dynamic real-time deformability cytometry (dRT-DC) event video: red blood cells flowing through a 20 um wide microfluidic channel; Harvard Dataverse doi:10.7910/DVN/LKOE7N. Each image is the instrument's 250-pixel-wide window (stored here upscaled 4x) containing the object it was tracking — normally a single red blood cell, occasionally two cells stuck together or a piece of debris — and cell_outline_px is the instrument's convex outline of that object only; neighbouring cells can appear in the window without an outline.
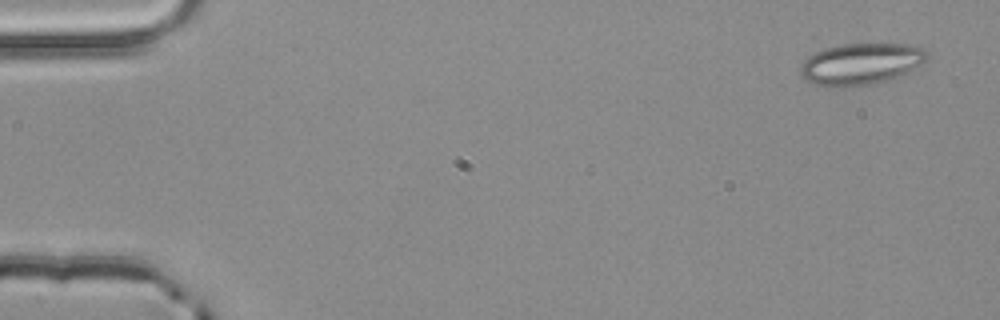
{"species": "common noctule bat (a hibernating species)", "species_latin": "Nyctalus noctula", "temperature_condition": "room temperature", "stored_images_in_passage": 4, "camera_frame_rate_fps": 3000, "um_per_image_px": 0.085, "animal": {"sex": "male", "body_mass_g": 20.4}, "frame": {"image": 1, "passage_image": 1, "time_ms": 0.0, "image_size_px": [1000, 320], "cell_outline_px": [[928, 60], [924, 64], [900, 76], [888, 80], [868, 84], [816, 84], [808, 80], [800, 72], [800, 64], [808, 56], [824, 48], [844, 44], [908, 44], [924, 48], [928, 52]], "centroid_in_image_um": [73.27, 5.38], "position_along_channel_um": 11.7, "area_um2": 30.0}}
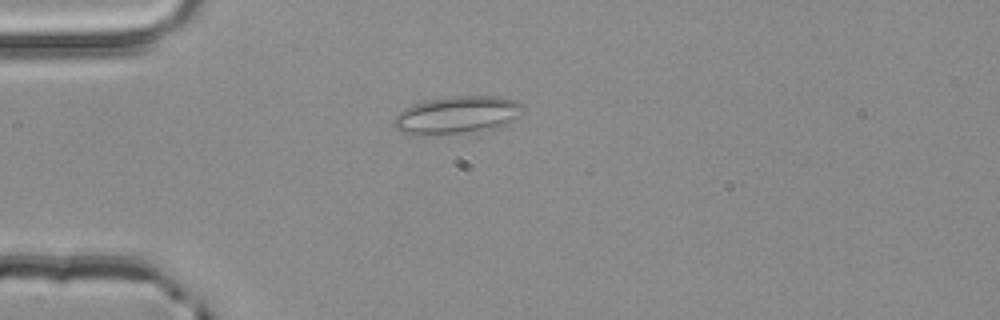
{"frame": {"image": 2, "passage_image": 3, "time_ms": 0.667, "image_size_px": [1000, 320], "cell_outline_px": [[524, 108], [520, 116], [496, 128], [432, 136], [416, 136], [400, 132], [392, 124], [396, 116], [404, 108], [412, 104], [428, 100], [452, 96], [500, 96], [516, 100]], "centroid_in_image_um": [38.81, 9.79], "position_along_channel_um": 46.2, "area_um2": 28.55}}